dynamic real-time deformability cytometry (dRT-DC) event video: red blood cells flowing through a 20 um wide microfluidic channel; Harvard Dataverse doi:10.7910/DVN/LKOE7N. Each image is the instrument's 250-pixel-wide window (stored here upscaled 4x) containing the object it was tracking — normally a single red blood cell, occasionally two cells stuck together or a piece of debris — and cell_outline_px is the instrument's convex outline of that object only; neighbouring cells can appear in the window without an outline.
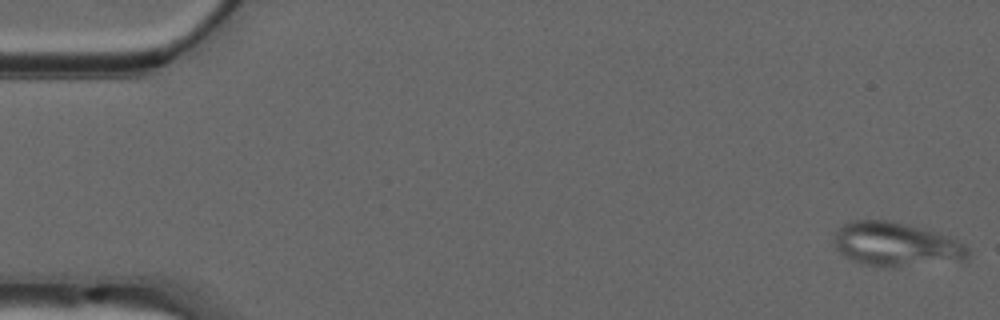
{"species": "common noctule bat (a hibernating species)", "species_latin": "Nyctalus noctula", "temperature_condition": "warm", "stored_images_in_passage": 55, "camera_frame_rate_fps": 3000, "um_per_image_px": 0.085, "animal": {"sex": "male", "forearm_length_mm": 52.5}, "frame": {"image": 1, "passage_image": 1, "time_ms": 0.0, "image_size_px": [1000, 320], "cell_outline_px": [[968, 260], [884, 268], [864, 264], [840, 252], [836, 248], [836, 232], [844, 224], [852, 220], [884, 220], [904, 224], [940, 232], [952, 236], [964, 244], [968, 248]], "centroid_in_image_um": [76.25, 20.77], "position_along_channel_um": 8.8, "area_um2": 34.16}}
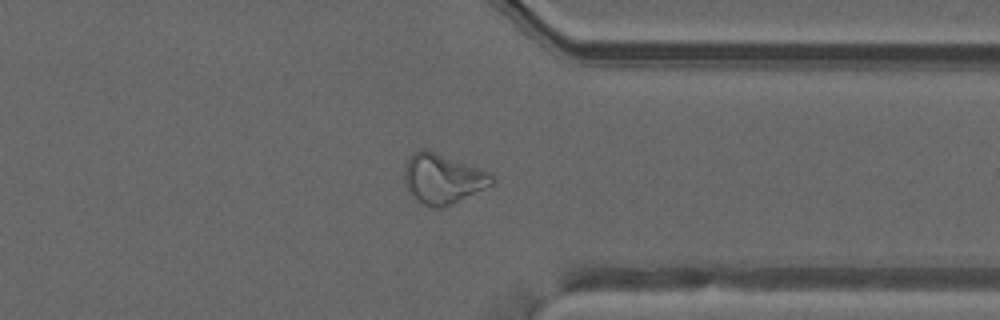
{"frame": {"image": 2, "passage_image": 42, "time_ms": 13.667, "image_size_px": [1000, 320], "cell_outline_px": [[496, 180], [492, 184], [452, 204], [440, 208], [432, 208], [416, 200], [408, 192], [404, 184], [404, 164], [420, 148], [428, 148], [492, 172], [496, 176]], "centroid_in_image_um": [37.64, 15.17], "position_along_channel_um": 373.8, "area_um2": 25.95}}
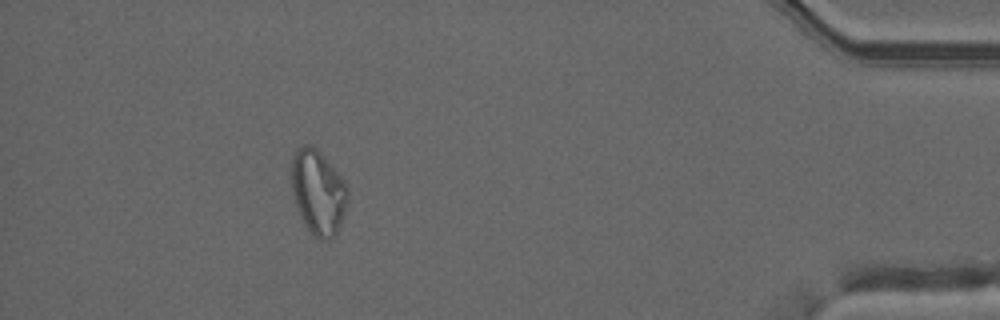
{"frame": {"image": 3, "passage_image": 49, "time_ms": 16.0, "image_size_px": [1000, 320], "cell_outline_px": [[348, 200], [340, 224], [336, 232], [328, 240], [320, 240], [308, 228], [300, 216], [288, 180], [292, 156], [304, 144], [312, 144], [324, 156], [348, 184]], "centroid_in_image_um": [27.01, 16.28], "position_along_channel_um": 408.2, "area_um2": 27.98}, "authors_computed_cell_mechanics": {"area_um2": 27.0504, "velocity_mm_per_s": 3.7201, "shape_relaxation_time_tau1_ms": null, "shape_relaxation_time_tau2_ms": 1.938, "deformation_change_tau1": null, "deformation_change_tau2": 0.092}}